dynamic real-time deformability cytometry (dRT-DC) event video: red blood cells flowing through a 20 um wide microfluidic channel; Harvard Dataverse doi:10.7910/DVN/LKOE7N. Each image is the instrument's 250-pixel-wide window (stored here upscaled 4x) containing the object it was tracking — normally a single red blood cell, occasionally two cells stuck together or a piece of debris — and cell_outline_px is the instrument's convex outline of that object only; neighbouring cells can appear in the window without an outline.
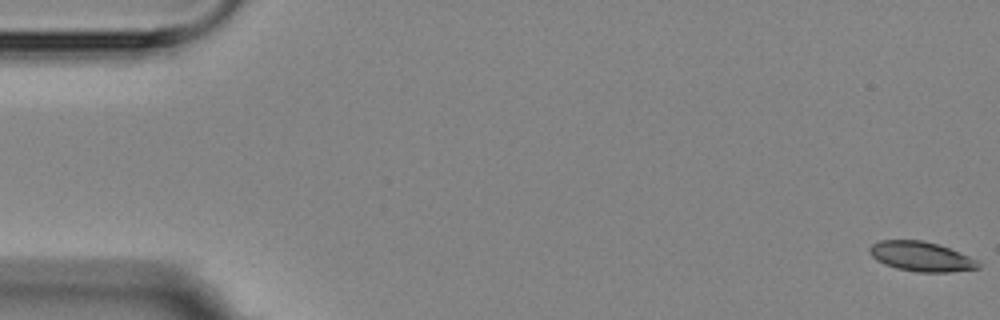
{"species": "Egyptian fruit bat (a non-hibernating species)", "species_latin": "Rousettus aegyptiacus", "temperature_condition": "room temperature", "stored_images_in_passage": 10, "camera_frame_rate_fps": 3000, "um_per_image_px": 0.085, "animal": {"sex": "female"}, "frame": {"image": 1, "passage_image": 1, "time_ms": 0.0, "image_size_px": [1000, 320], "cell_outline_px": [[980, 268], [952, 272], [916, 272], [896, 268], [884, 264], [876, 260], [868, 252], [868, 248], [872, 244], [880, 240], [924, 240], [960, 252], [976, 260], [980, 264]], "centroid_in_image_um": [78.27, 21.8], "position_along_channel_um": 6.7, "area_um2": 18.84}}
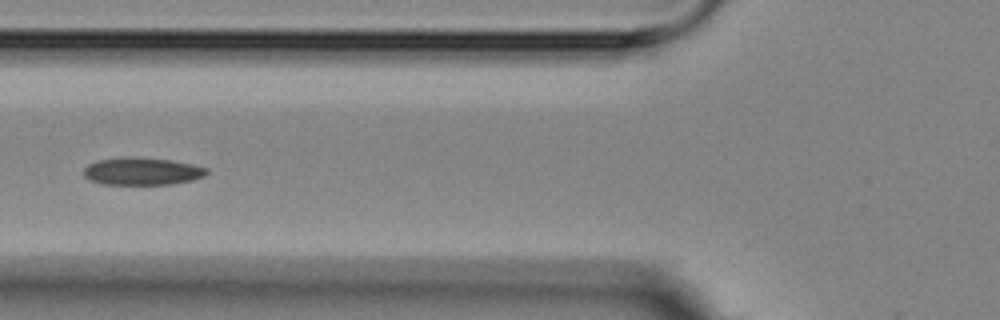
{"frame": {"image": 2, "passage_image": 7, "time_ms": 7.0, "image_size_px": [1000, 320], "cell_outline_px": [[208, 172], [204, 176], [192, 180], [172, 184], [100, 184], [84, 176], [84, 168], [88, 164], [96, 160], [172, 160], [192, 164], [208, 168]], "centroid_in_image_um": [12.13, 14.61], "position_along_channel_um": 113.7, "area_um2": 18.67}}
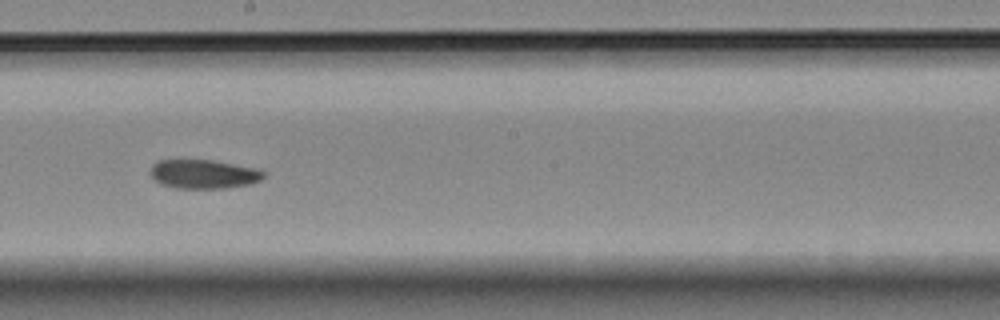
{"frame": {"image": 3, "passage_image": 10, "time_ms": 10.333, "image_size_px": [1000, 320], "cell_outline_px": [[264, 176], [260, 180], [248, 184], [224, 188], [176, 188], [160, 184], [152, 176], [152, 164], [156, 160], [212, 160], [256, 168], [264, 172]], "centroid_in_image_um": [17.29, 14.79], "position_along_channel_um": 230.9, "area_um2": 18.9}}